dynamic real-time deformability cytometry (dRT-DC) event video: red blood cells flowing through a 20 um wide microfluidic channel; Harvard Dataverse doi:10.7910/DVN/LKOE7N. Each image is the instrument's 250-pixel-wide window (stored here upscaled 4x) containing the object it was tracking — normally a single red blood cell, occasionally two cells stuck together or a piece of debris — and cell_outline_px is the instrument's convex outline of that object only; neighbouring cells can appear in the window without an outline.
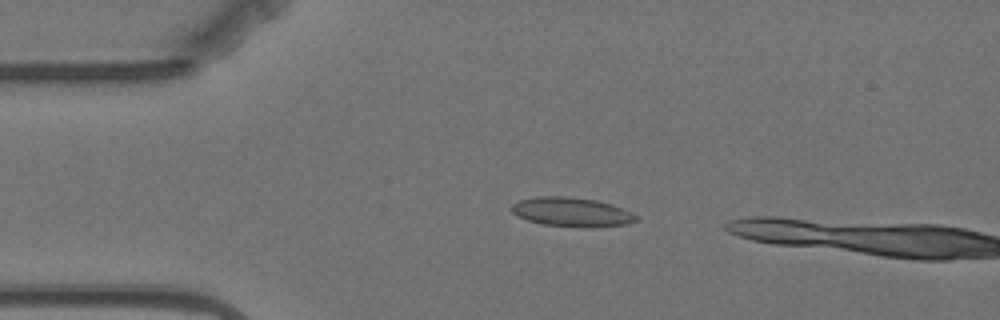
{"species": "Egyptian fruit bat (a non-hibernating species)", "species_latin": "Rousettus aegyptiacus", "temperature_condition": "warm", "stored_images_in_passage": 2, "camera_frame_rate_fps": 3000, "um_per_image_px": 0.085, "animal": {"sex": "female"}, "frame": {"image": 1, "passage_image": 1, "time_ms": 0.0, "image_size_px": [1000, 320], "cell_outline_px": [[636, 220], [628, 224], [592, 228], [580, 228], [540, 224], [528, 220], [512, 212], [512, 204], [520, 200], [536, 196], [564, 196], [596, 200], [612, 204], [632, 212], [636, 216]], "centroid_in_image_um": [48.61, 18.03], "position_along_channel_um": 36.4, "area_um2": 21.33}}